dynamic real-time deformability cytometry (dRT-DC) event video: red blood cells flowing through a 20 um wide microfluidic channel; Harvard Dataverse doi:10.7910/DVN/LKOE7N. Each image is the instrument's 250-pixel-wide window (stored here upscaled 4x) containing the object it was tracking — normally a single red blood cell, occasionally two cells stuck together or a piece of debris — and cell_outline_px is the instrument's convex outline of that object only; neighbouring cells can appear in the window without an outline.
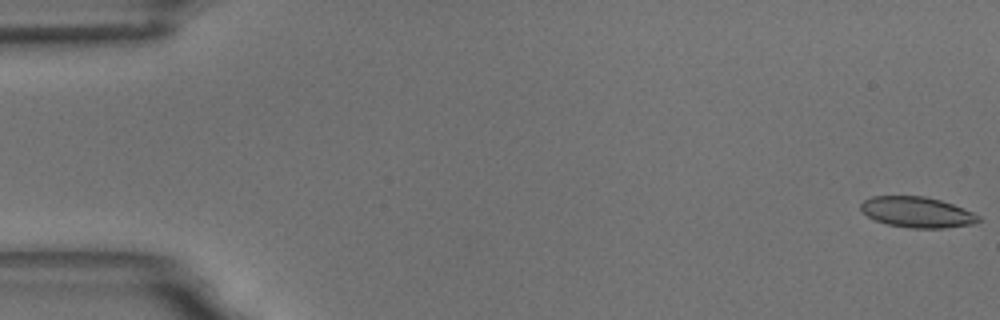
{"species": "common noctule bat (a hibernating species)", "species_latin": "Nyctalus noctula", "temperature_condition": "room temperature", "stored_images_in_passage": 6, "segment_of_instrument_passage": [1, 2], "camera_frame_rate_fps": 3000, "um_per_image_px": 0.085, "animal": {"sex": "male", "body_mass_g": 18.8}, "frame": {"image": 1, "passage_image": 1, "time_ms": 0.0, "image_size_px": [1000, 320], "cell_outline_px": [[980, 220], [972, 224], [944, 228], [908, 228], [888, 224], [876, 220], [860, 212], [860, 204], [864, 200], [872, 196], [924, 196], [940, 200], [964, 208], [980, 216]], "centroid_in_image_um": [77.93, 18.03], "position_along_channel_um": 7.1, "area_um2": 21.04}}
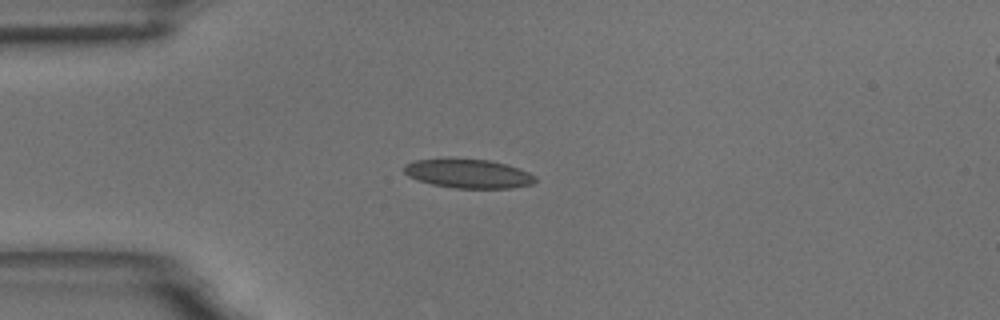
{"frame": {"image": 2, "passage_image": 5, "time_ms": 4.667, "image_size_px": [1000, 320], "cell_outline_px": [[536, 180], [532, 184], [512, 188], [456, 188], [432, 184], [408, 176], [404, 172], [404, 164], [416, 160], [444, 156], [448, 156], [488, 160], [520, 168], [536, 176]], "centroid_in_image_um": [39.77, 14.72], "position_along_channel_um": 45.2, "area_um2": 22.72}}